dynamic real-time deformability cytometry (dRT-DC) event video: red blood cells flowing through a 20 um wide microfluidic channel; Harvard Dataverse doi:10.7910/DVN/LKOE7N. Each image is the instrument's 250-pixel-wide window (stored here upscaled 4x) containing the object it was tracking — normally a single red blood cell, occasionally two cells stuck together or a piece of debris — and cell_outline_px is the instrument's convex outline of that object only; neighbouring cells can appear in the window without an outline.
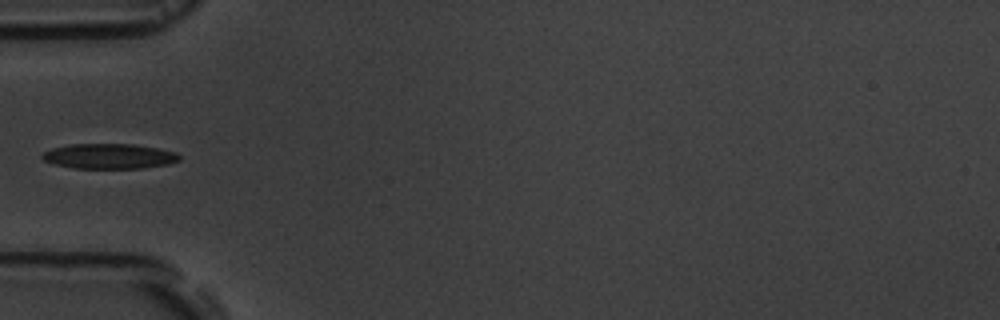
{"species": "common noctule bat (a hibernating species)", "species_latin": "Nyctalus noctula", "temperature_condition": "room temperature", "stored_images_in_passage": 8, "camera_frame_rate_fps": 3000, "um_per_image_px": 0.085, "animal": {"sex": "male", "body_mass_g": 19.5, "forearm_length_mm": 54.6}, "frame": {"image": 1, "passage_image": 5, "time_ms": 4.667, "image_size_px": [1000, 320], "cell_outline_px": [[180, 160], [168, 164], [144, 168], [72, 168], [56, 164], [44, 160], [40, 156], [44, 152], [52, 148], [72, 144], [132, 144], [156, 148], [176, 152], [180, 156]], "centroid_in_image_um": [9.29, 13.28], "position_along_channel_um": 75.7, "area_um2": 19.94}}
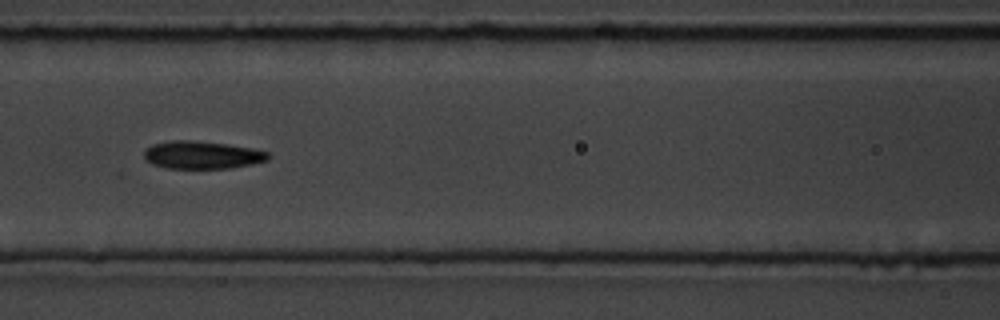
{"frame": {"image": 2, "passage_image": 7, "time_ms": 6.667, "image_size_px": [1000, 320], "cell_outline_px": [[268, 160], [252, 164], [232, 168], [164, 168], [152, 164], [144, 160], [144, 152], [152, 144], [172, 140], [192, 140], [228, 144], [252, 148], [268, 152]], "centroid_in_image_um": [17.15, 13.17], "position_along_channel_um": 149.4, "area_um2": 20.11}}
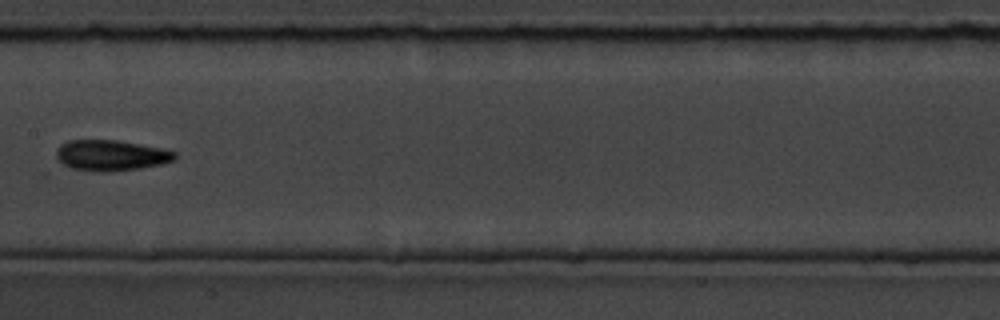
{"frame": {"image": 3, "passage_image": 8, "time_ms": 8.0, "image_size_px": [1000, 320], "cell_outline_px": [[176, 160], [160, 164], [140, 168], [112, 172], [100, 172], [68, 168], [60, 164], [56, 156], [56, 148], [60, 144], [68, 140], [116, 140], [164, 148], [176, 152]], "centroid_in_image_um": [9.4, 13.21], "position_along_channel_um": 198.0, "area_um2": 21.62}}